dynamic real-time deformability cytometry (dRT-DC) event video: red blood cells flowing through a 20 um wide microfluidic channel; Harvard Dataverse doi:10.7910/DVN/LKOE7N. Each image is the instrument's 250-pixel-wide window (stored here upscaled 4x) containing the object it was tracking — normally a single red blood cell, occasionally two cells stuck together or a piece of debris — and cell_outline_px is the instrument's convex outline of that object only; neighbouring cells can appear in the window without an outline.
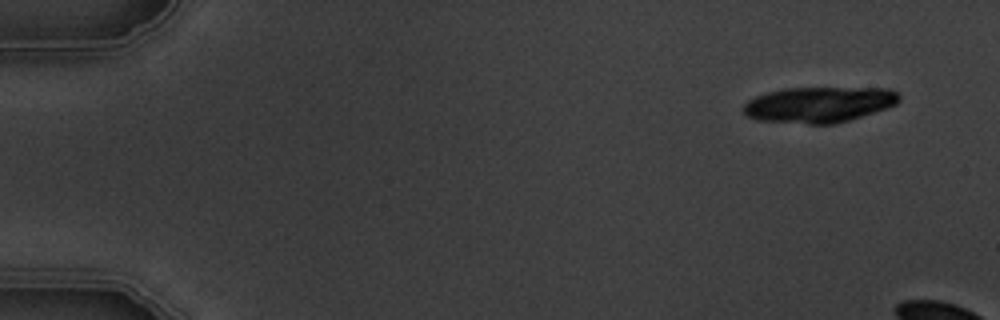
{"species": "common noctule bat (a hibernating species)", "species_latin": "Nyctalus noctula", "temperature_condition": "warm", "stored_images_in_passage": 3, "camera_frame_rate_fps": 3000, "um_per_image_px": 0.085, "animal": {"sex": "male", "body_mass_g": 19.5, "forearm_length_mm": 54.6}, "frame": {"image": 1, "passage_image": 1, "time_ms": 0.0, "image_size_px": [1000, 320], "cell_outline_px": [[900, 100], [896, 104], [888, 108], [836, 124], [808, 124], [756, 120], [744, 116], [744, 104], [748, 100], [756, 96], [768, 92], [788, 88], [888, 88], [896, 92], [900, 96]], "centroid_in_image_um": [69.61, 8.9], "position_along_channel_um": 15.4, "area_um2": 32.54}}